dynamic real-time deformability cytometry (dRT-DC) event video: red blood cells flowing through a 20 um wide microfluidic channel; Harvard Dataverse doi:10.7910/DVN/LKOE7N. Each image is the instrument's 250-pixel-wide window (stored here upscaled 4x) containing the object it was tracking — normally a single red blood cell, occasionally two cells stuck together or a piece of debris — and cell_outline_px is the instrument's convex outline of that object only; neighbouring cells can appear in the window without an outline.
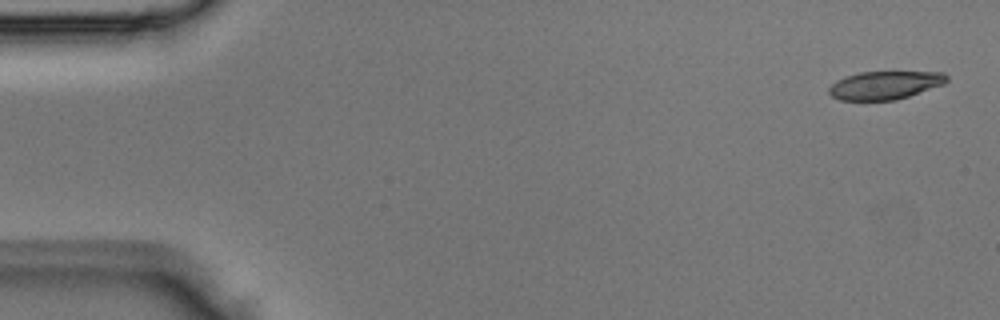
{"species": "Egyptian fruit bat (a non-hibernating species)", "species_latin": "Rousettus aegyptiacus", "temperature_condition": "room temperature", "stored_images_in_passage": 4, "camera_frame_rate_fps": 3000, "um_per_image_px": 0.085, "animal": {"sex": "male"}, "frame": {"image": 1, "passage_image": 4, "time_ms": 1.0, "image_size_px": [1000, 320], "cell_outline_px": [[948, 80], [944, 84], [896, 100], [840, 100], [832, 96], [828, 92], [828, 88], [836, 80], [844, 76], [860, 72], [944, 72], [948, 76]], "centroid_in_image_um": [75.2, 7.23], "position_along_channel_um": 9.8, "area_um2": 19.36}}